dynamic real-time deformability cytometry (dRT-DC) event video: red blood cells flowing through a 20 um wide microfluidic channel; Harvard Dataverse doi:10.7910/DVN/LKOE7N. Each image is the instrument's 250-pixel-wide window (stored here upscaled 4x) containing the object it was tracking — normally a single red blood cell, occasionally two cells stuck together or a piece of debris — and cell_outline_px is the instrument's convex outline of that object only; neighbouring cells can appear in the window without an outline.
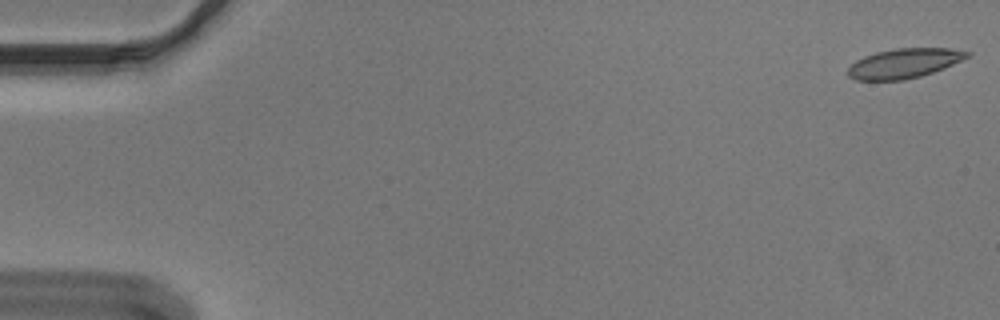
{"species": "Egyptian fruit bat (a non-hibernating species)", "species_latin": "Rousettus aegyptiacus", "temperature_condition": "cold", "stored_images_in_passage": 55, "camera_frame_rate_fps": 3000, "um_per_image_px": 0.085, "animal": {"sex": "male"}, "frame": {"image": 1, "passage_image": 1, "time_ms": 0.0, "image_size_px": [1000, 320], "cell_outline_px": [[972, 56], [944, 68], [920, 76], [904, 80], [856, 80], [848, 76], [848, 68], [856, 60], [864, 56], [876, 52], [896, 48], [952, 48], [972, 52]], "centroid_in_image_um": [76.89, 5.37], "position_along_channel_um": 8.1, "area_um2": 20.69}}
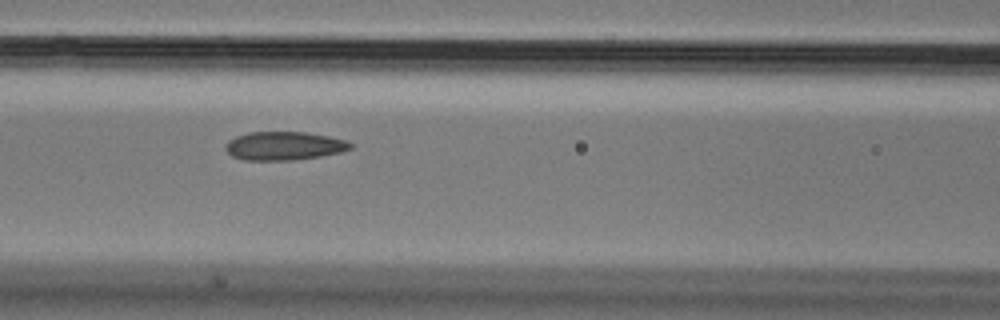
{"frame": {"image": 2, "passage_image": 24, "time_ms": 7.667, "image_size_px": [1000, 320], "cell_outline_px": [[352, 148], [340, 152], [320, 156], [292, 160], [244, 160], [232, 156], [224, 148], [224, 144], [228, 140], [236, 136], [248, 132], [304, 132], [328, 136], [348, 140], [352, 144]], "centroid_in_image_um": [24.12, 12.39], "position_along_channel_um": 142.5, "area_um2": 20.81}}
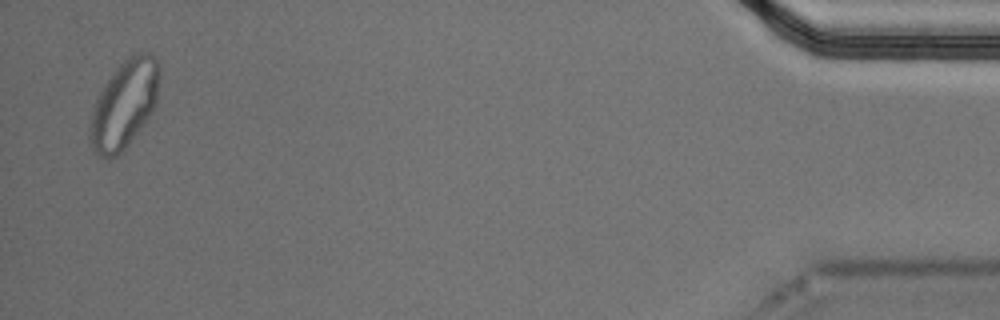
{"frame": {"image": 3, "passage_image": 54, "time_ms": 17.667, "image_size_px": [1000, 320], "cell_outline_px": [[160, 76], [156, 104], [152, 112], [128, 144], [116, 156], [108, 160], [104, 160], [92, 148], [88, 136], [88, 128], [92, 112], [96, 100], [104, 84], [112, 72], [132, 52], [148, 52], [156, 60], [160, 68]], "centroid_in_image_um": [10.55, 8.86], "position_along_channel_um": 424.7, "area_um2": 35.72}, "authors_computed_cell_mechanics": {"area_um2": 21.386, "velocity_mm_per_s": 3.6323, "shape_relaxation_time_tau1_ms": null, "shape_relaxation_time_tau2_ms": 1.5358, "deformation_change_tau1": null, "deformation_change_tau2": 0.0554}}